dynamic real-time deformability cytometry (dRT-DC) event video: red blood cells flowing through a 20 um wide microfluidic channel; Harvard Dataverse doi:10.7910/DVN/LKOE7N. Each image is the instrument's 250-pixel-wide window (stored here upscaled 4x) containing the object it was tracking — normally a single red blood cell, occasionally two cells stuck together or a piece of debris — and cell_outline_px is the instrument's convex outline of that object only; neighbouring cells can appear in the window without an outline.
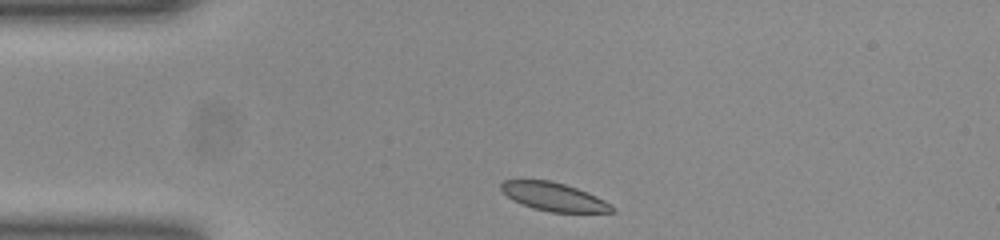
{"species": "common noctule bat (a hibernating species)", "species_latin": "Nyctalus noctula", "temperature_condition": "room temperature", "stored_images_in_passage": 33, "camera_frame_rate_fps": 3000, "um_per_image_px": 0.085, "animal": {"sex": "female", "body_mass_g": 23.0, "forearm_length_mm": 53.4}, "frame": {"image": 1, "passage_image": 1, "time_ms": 0.0, "image_size_px": [1000, 240], "cell_outline_px": [[616, 212], [552, 212], [532, 208], [512, 200], [500, 188], [500, 184], [504, 180], [552, 180], [588, 192], [612, 204], [616, 208]], "centroid_in_image_um": [47.1, 16.73], "position_along_channel_um": 37.9, "area_um2": 18.32}}
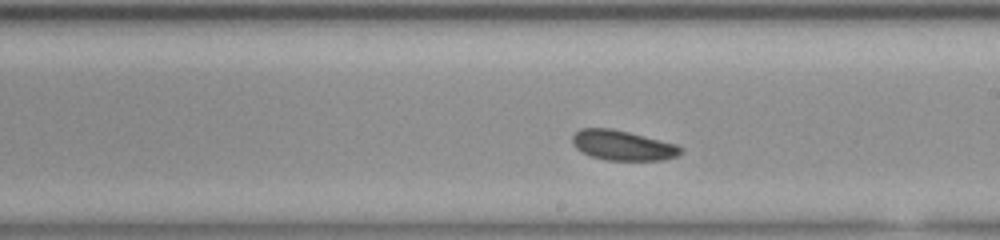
{"frame": {"image": 2, "passage_image": 19, "time_ms": 6.0, "image_size_px": [1000, 240], "cell_outline_px": [[684, 152], [676, 156], [664, 160], [608, 160], [592, 156], [576, 148], [572, 144], [572, 136], [580, 128], [612, 128], [676, 144], [684, 148]], "centroid_in_image_um": [52.95, 12.35], "position_along_channel_um": 236.1, "area_um2": 18.84}}
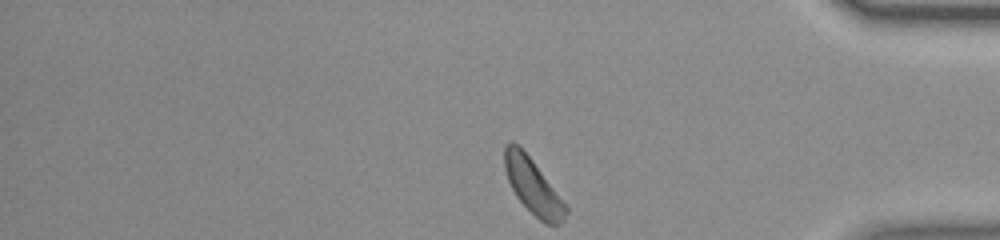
{"frame": {"image": 3, "passage_image": 33, "time_ms": 10.667, "image_size_px": [1000, 240], "cell_outline_px": [[568, 212], [564, 220], [560, 224], [548, 224], [540, 220], [516, 196], [508, 180], [504, 168], [504, 148], [512, 140], [532, 160], [568, 208]], "centroid_in_image_um": [45.29, 15.85], "position_along_channel_um": 389.9, "area_um2": 19.02}, "authors_computed_cell_mechanics": {"area_um2": 19.1896, "velocity_mm_per_s": 3.8295, "shape_relaxation_time_tau1_ms": 1.4, "shape_relaxation_time_tau2_ms": 8.0853, "deformation_change_tau1": 0.0879, "deformation_change_tau2": 0.1395}}